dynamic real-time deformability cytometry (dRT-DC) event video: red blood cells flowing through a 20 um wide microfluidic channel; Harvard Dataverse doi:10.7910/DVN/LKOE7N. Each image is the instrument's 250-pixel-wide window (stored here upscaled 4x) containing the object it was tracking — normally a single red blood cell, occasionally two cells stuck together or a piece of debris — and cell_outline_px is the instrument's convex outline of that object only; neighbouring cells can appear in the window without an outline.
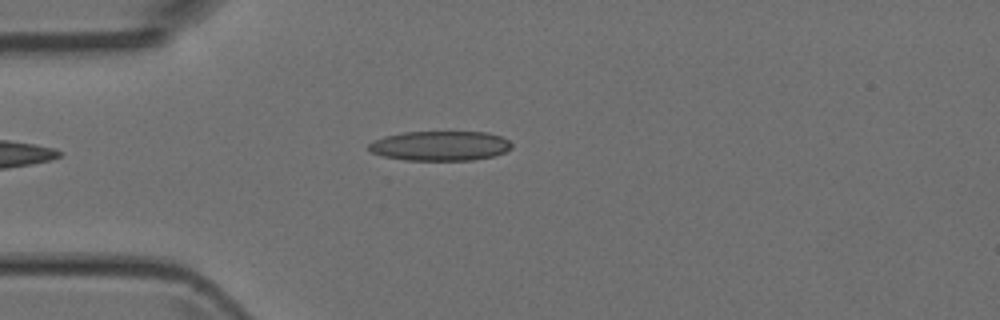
{"species": "Egyptian fruit bat (a non-hibernating species)", "species_latin": "Rousettus aegyptiacus", "temperature_condition": "room temperature", "stored_images_in_passage": 3, "camera_frame_rate_fps": 3000, "um_per_image_px": 0.085, "animal": {"sex": "female"}, "frame": {"image": 1, "passage_image": 3, "time_ms": 3.0, "image_size_px": [1000, 320], "cell_outline_px": [[512, 148], [504, 152], [492, 156], [472, 160], [404, 160], [384, 156], [372, 152], [368, 148], [368, 144], [384, 136], [404, 132], [488, 132], [500, 136], [508, 140], [512, 144]], "centroid_in_image_um": [37.42, 12.39], "position_along_channel_um": 47.6, "area_um2": 24.62}}